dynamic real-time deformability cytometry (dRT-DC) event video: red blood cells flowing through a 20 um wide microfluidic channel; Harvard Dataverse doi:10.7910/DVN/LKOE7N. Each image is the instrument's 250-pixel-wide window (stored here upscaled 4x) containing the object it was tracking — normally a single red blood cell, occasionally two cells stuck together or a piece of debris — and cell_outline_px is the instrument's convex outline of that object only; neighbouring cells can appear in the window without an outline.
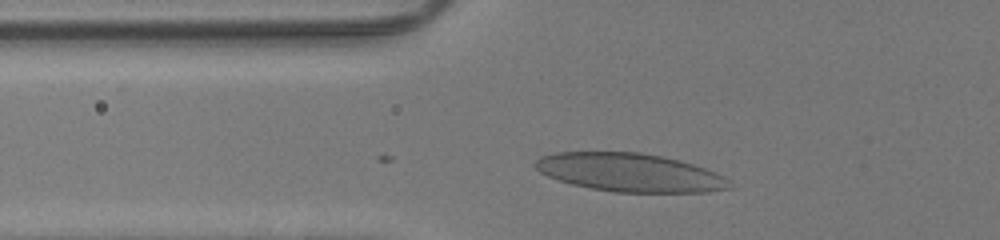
{"species": "human", "species_latin": "Homo sapiens", "temperature_condition": "room temperature", "stored_images_in_passage": 32, "camera_frame_rate_fps": 3000, "um_per_image_px": 0.085, "donor": {"sex": "male"}, "frame": {"image": 1, "passage_image": 8, "time_ms": 2.333, "image_size_px": [1000, 240], "cell_outline_px": [[732, 188], [708, 192], [616, 192], [592, 188], [572, 184], [548, 176], [540, 172], [532, 164], [540, 156], [556, 152], [640, 152], [660, 156], [692, 164], [716, 172], [724, 176], [728, 180]], "centroid_in_image_um": [53.52, 14.66], "position_along_channel_um": 72.3, "area_um2": 43.18}}
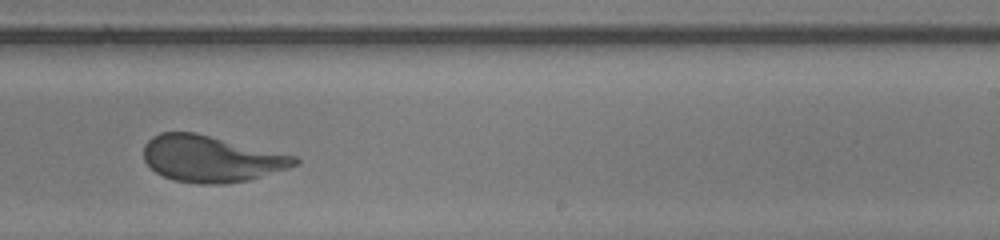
{"frame": {"image": 2, "passage_image": 23, "time_ms": 7.333, "image_size_px": [1000, 240], "cell_outline_px": [[300, 164], [288, 168], [248, 180], [220, 184], [200, 184], [172, 180], [156, 172], [144, 160], [144, 144], [152, 136], [160, 132], [196, 132], [296, 156], [300, 160]], "centroid_in_image_um": [17.94, 13.49], "position_along_channel_um": 271.1, "area_um2": 40.86}}
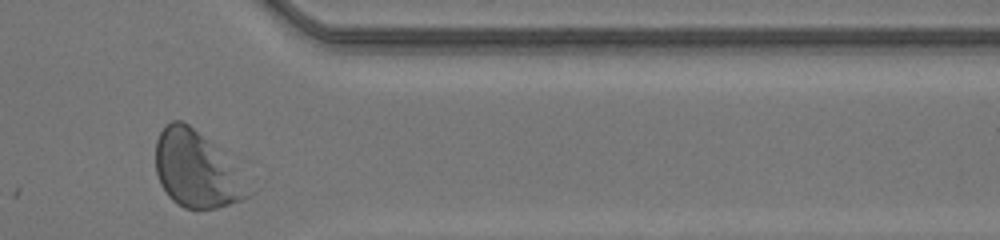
{"frame": {"image": 3, "passage_image": 32, "time_ms": 10.333, "image_size_px": [1000, 240], "cell_outline_px": [[252, 192], [248, 196], [240, 200], [216, 208], [184, 208], [176, 204], [168, 196], [160, 184], [156, 172], [156, 140], [164, 124], [172, 120], [180, 120], [188, 124], [212, 148]], "centroid_in_image_um": [16.53, 14.45], "position_along_channel_um": 394.9, "area_um2": 38.73}, "authors_computed_cell_mechanics": {"area_um2": 40.8068, "velocity_mm_per_s": 4.1912, "shape_relaxation_time_tau1_ms": 4.3782, "shape_relaxation_time_tau2_ms": null, "deformation_change_tau1": 0.1936, "deformation_change_tau2": null}}